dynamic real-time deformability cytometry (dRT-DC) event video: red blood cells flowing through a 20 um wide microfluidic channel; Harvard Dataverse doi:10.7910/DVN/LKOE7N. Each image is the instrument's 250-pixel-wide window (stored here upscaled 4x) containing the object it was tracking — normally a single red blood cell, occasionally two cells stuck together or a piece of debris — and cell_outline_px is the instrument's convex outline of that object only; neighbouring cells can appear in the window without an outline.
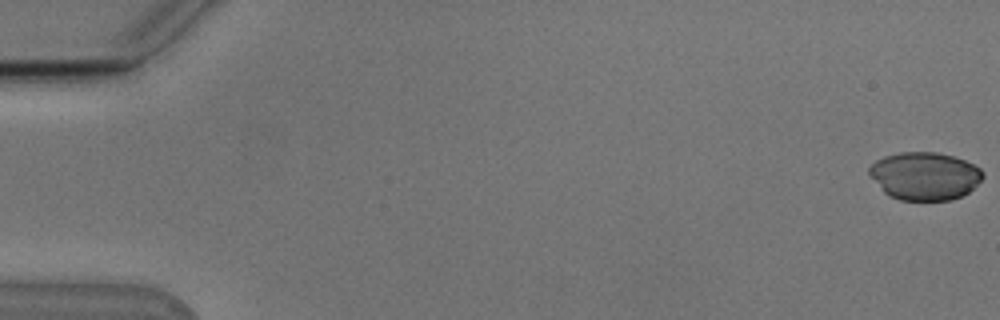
{"species": "Egyptian fruit bat (a non-hibernating species)", "species_latin": "Rousettus aegyptiacus", "temperature_condition": "cold", "stored_images_in_passage": 55, "camera_frame_rate_fps": 3000, "um_per_image_px": 0.085, "animal": {"sex": "male"}, "frame": {"image": 1, "passage_image": 1, "time_ms": 0.0, "image_size_px": [1000, 320], "cell_outline_px": [[984, 176], [968, 192], [960, 196], [948, 200], [900, 200], [884, 192], [868, 172], [868, 168], [876, 160], [884, 156], [900, 152], [936, 152], [952, 156], [964, 160], [980, 168], [984, 172]], "centroid_in_image_um": [78.59, 14.95], "position_along_channel_um": 6.4, "area_um2": 31.39}}
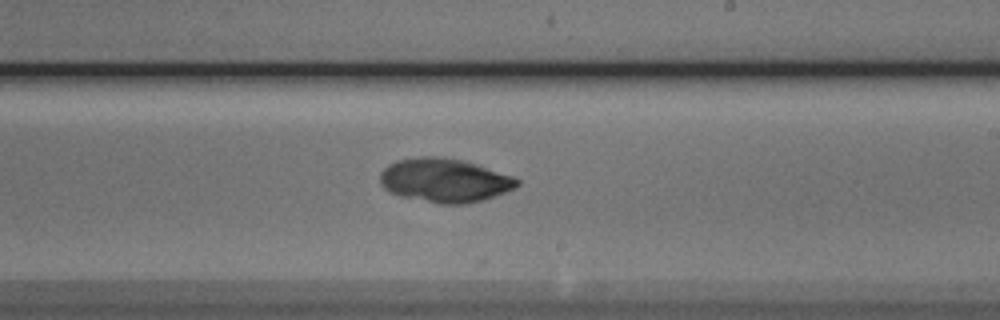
{"frame": {"image": 2, "passage_image": 33, "time_ms": 10.667, "image_size_px": [1000, 320], "cell_outline_px": [[520, 184], [516, 188], [484, 200], [464, 204], [440, 204], [400, 196], [388, 192], [380, 184], [380, 172], [388, 164], [396, 160], [420, 156], [444, 156], [464, 160], [512, 176], [520, 180]], "centroid_in_image_um": [37.77, 15.32], "position_along_channel_um": 251.2, "area_um2": 35.37}}
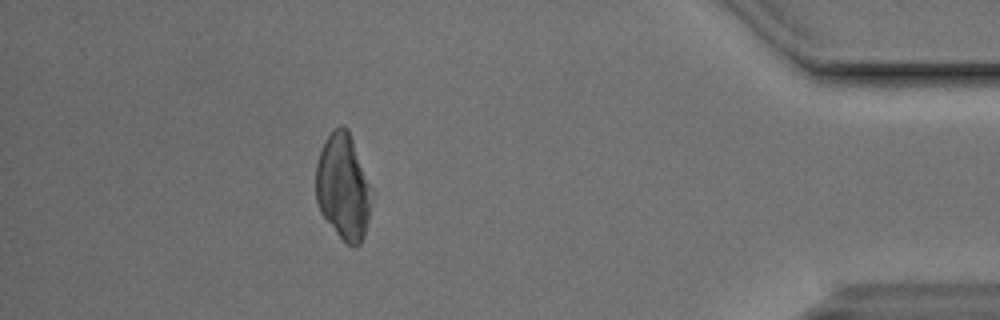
{"frame": {"image": 3, "passage_image": 49, "time_ms": 16.0, "image_size_px": [1000, 320], "cell_outline_px": [[372, 204], [364, 236], [360, 244], [356, 248], [352, 248], [336, 232], [320, 212], [316, 200], [316, 164], [324, 140], [332, 128], [340, 124], [344, 124], [348, 128], [372, 188]], "centroid_in_image_um": [29.18, 15.86], "position_along_channel_um": 406.0, "area_um2": 34.85}}